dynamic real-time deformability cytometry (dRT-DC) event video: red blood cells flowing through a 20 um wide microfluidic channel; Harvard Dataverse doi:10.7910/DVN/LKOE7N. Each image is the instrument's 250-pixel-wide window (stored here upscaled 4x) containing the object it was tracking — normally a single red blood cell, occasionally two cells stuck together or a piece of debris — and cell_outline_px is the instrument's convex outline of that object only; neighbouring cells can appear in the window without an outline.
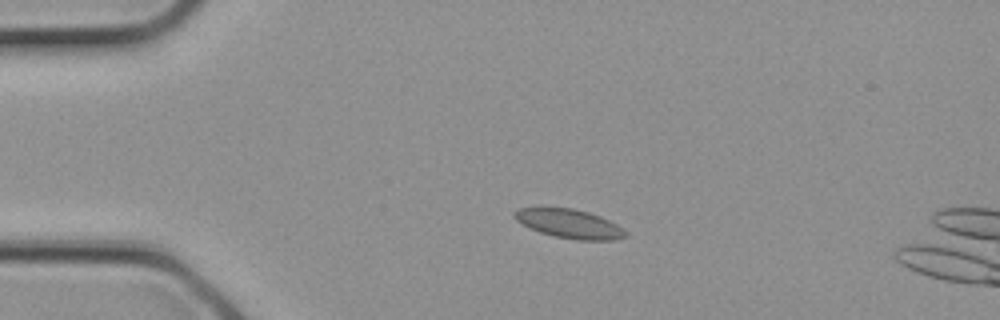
{"species": "common noctule bat (a hibernating species)", "species_latin": "Nyctalus noctula", "temperature_condition": "cold", "stored_images_in_passage": 1, "camera_frame_rate_fps": 3000, "um_per_image_px": 0.085, "animal": {"sex": "female", "body_mass_g": 21.9}, "frame": {"image": 1, "passage_image": 1, "time_ms": 0.0, "image_size_px": [1000, 320], "cell_outline_px": [[628, 236], [616, 240], [576, 240], [552, 236], [540, 232], [516, 220], [512, 216], [512, 212], [520, 208], [572, 208], [588, 212], [600, 216], [616, 224], [628, 232]], "centroid_in_image_um": [48.43, 19.03], "position_along_channel_um": 36.6, "area_um2": 18.73}}